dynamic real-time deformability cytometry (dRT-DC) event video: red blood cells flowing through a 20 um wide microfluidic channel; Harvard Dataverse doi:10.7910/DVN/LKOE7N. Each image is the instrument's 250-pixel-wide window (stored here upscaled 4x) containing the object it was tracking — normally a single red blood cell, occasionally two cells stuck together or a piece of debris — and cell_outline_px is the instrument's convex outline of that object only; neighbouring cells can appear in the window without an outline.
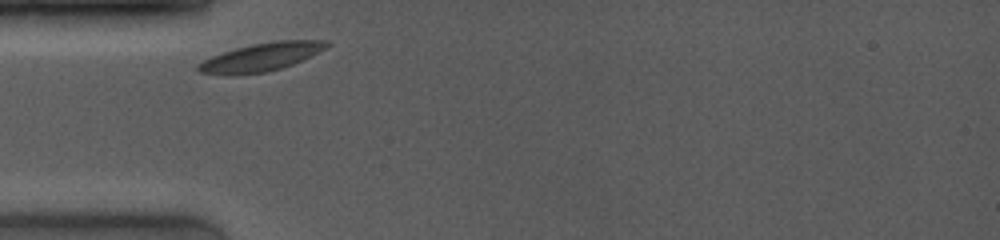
{"species": "common noctule bat (a hibernating species)", "species_latin": "Nyctalus noctula", "temperature_condition": "room temperature", "stored_images_in_passage": 10, "camera_frame_rate_fps": 4000, "um_per_image_px": 0.085, "animal": {"sex": "female", "body_mass_g": 19.0, "forearm_length_mm": 53.3}, "frame": {"image": 1, "passage_image": 1, "time_ms": 0.0, "image_size_px": [1000, 240], "cell_outline_px": [[332, 44], [328, 48], [292, 64], [280, 68], [264, 72], [232, 76], [228, 76], [200, 72], [196, 68], [196, 64], [212, 56], [236, 48], [252, 44], [280, 40], [328, 40]], "centroid_in_image_um": [22.21, 4.85], "position_along_channel_um": 62.8, "area_um2": 21.15}}
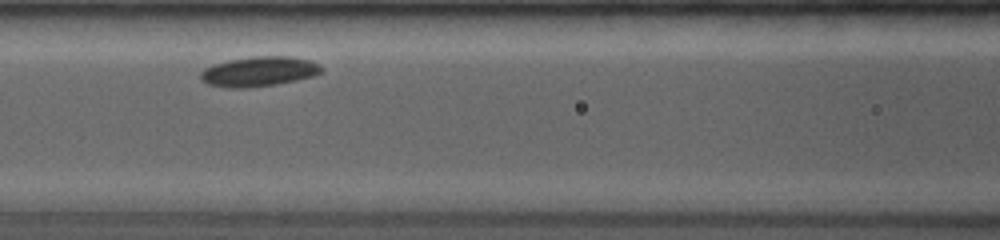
{"frame": {"image": 2, "passage_image": 5, "time_ms": 2.25, "image_size_px": [1000, 240], "cell_outline_px": [[324, 68], [320, 72], [312, 76], [296, 80], [276, 84], [244, 88], [228, 88], [208, 84], [200, 80], [200, 72], [204, 68], [212, 64], [228, 60], [252, 56], [288, 56], [308, 60], [320, 64]], "centroid_in_image_um": [21.97, 6.07], "position_along_channel_um": 144.6, "area_um2": 21.1}}